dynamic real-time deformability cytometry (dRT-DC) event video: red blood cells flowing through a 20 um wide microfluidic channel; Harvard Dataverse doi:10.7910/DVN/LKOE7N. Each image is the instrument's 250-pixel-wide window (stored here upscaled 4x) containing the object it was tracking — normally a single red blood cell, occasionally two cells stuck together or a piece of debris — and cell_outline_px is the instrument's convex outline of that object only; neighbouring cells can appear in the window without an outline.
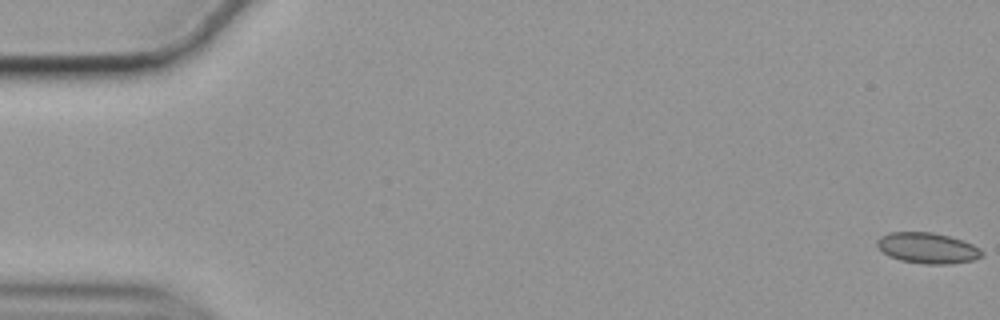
{"species": "common noctule bat (a hibernating species)", "species_latin": "Nyctalus noctula", "temperature_condition": "cold", "stored_images_in_passage": 57, "camera_frame_rate_fps": 3000, "um_per_image_px": 0.085, "animal": {"sex": "female", "body_mass_g": 19.9}, "frame": {"image": 1, "passage_image": 1, "time_ms": 0.0, "image_size_px": [1000, 320], "cell_outline_px": [[984, 256], [972, 260], [952, 264], [924, 264], [900, 260], [888, 256], [876, 244], [876, 240], [880, 236], [888, 232], [932, 232], [948, 236], [972, 244], [980, 248], [984, 252]], "centroid_in_image_um": [78.84, 21.09], "position_along_channel_um": 6.2, "area_um2": 18.84}}
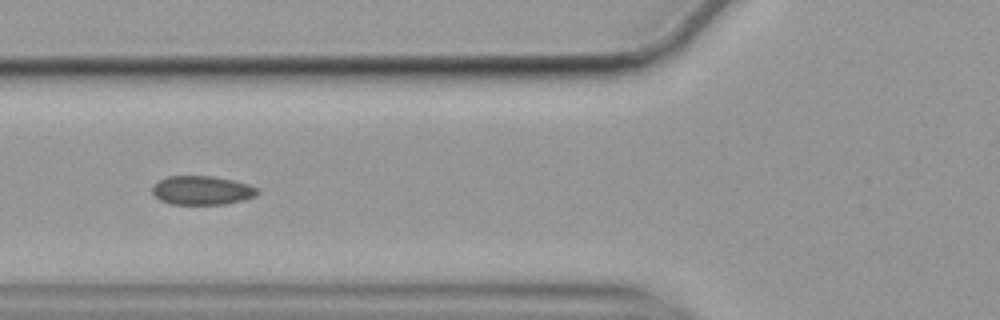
{"frame": {"image": 2, "passage_image": 22, "time_ms": 7.0, "image_size_px": [1000, 320], "cell_outline_px": [[260, 192], [256, 196], [244, 200], [224, 204], [168, 204], [160, 200], [152, 192], [152, 188], [160, 180], [168, 176], [212, 176], [232, 180], [248, 184], [260, 188]], "centroid_in_image_um": [17.21, 16.18], "position_along_channel_um": 108.6, "area_um2": 17.74}}
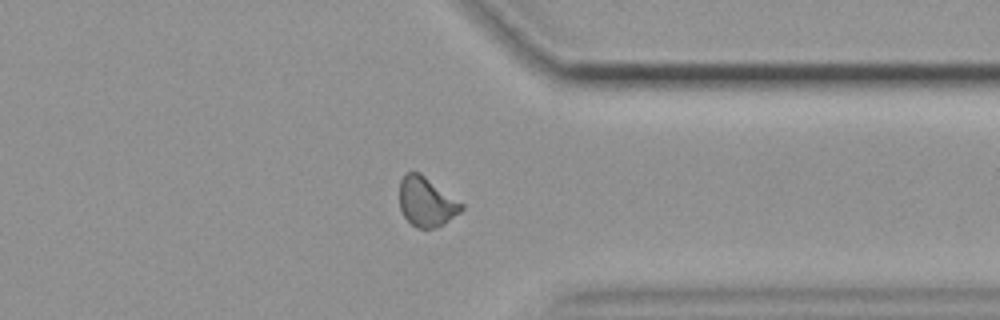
{"frame": {"image": 3, "passage_image": 45, "time_ms": 14.667, "image_size_px": [1000, 320], "cell_outline_px": [[464, 208], [460, 212], [444, 224], [436, 228], [416, 228], [404, 216], [400, 208], [400, 180], [408, 172], [420, 172], [464, 204]], "centroid_in_image_um": [36.26, 17.16], "position_along_channel_um": 375.1, "area_um2": 17.8}, "authors_computed_cell_mechanics": {"area_um2": 17.8024, "velocity_mm_per_s": 3.5304, "shape_relaxation_time_tau1_ms": null, "shape_relaxation_time_tau2_ms": 2.7246, "deformation_change_tau1": null, "deformation_change_tau2": 0.0723}}